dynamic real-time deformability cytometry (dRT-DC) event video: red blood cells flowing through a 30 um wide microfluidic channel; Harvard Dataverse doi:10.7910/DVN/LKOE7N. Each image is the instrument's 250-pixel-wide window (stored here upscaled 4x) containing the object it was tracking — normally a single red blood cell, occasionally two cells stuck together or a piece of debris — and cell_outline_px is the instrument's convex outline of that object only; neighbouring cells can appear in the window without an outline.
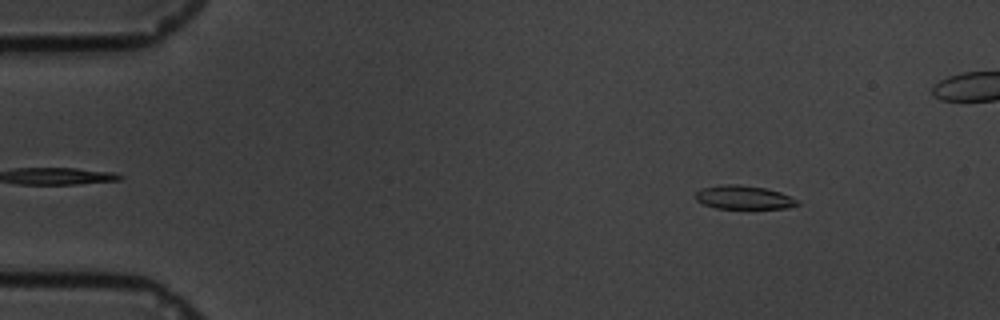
{"species": "common noctule bat (a hibernating species)", "species_latin": "Nyctalus noctula", "temperature_condition": "cold", "stored_images_in_passage": 59, "segment_of_instrument_passage": [1, 2], "camera_frame_rate_fps": 3000, "um_per_image_px": 0.085, "animal": {"sex": "male", "body_mass_g": 19.5, "forearm_length_mm": 54.6}, "frame": {"image": 1, "passage_image": 6, "time_ms": 1.667, "image_size_px": [1000, 320], "cell_outline_px": [[800, 204], [788, 208], [716, 208], [704, 204], [696, 200], [696, 192], [704, 188], [724, 184], [736, 184], [764, 188], [780, 192], [796, 200]], "centroid_in_image_um": [63.21, 16.78], "position_along_channel_um": 21.8, "area_um2": 13.7}}
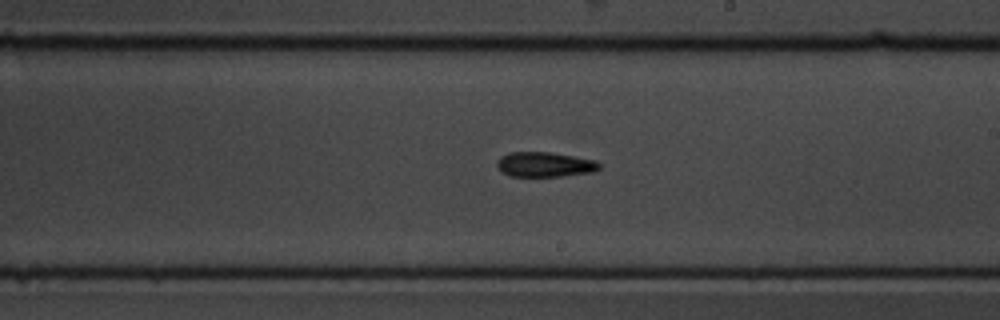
{"frame": {"image": 2, "passage_image": 33, "time_ms": 10.667, "image_size_px": [1000, 320], "cell_outline_px": [[600, 168], [592, 172], [564, 176], [508, 176], [500, 172], [496, 164], [496, 160], [500, 156], [508, 152], [548, 152], [596, 160], [600, 164]], "centroid_in_image_um": [46.25, 13.98], "position_along_channel_um": 242.8, "area_um2": 14.97}}
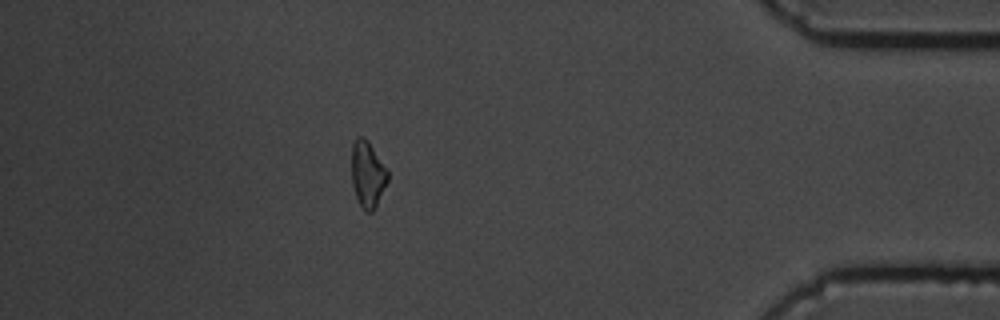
{"frame": {"image": 3, "passage_image": 51, "time_ms": 16.667, "image_size_px": [1000, 320], "cell_outline_px": [[388, 180], [372, 212], [368, 212], [360, 204], [356, 196], [352, 184], [352, 144], [356, 136], [360, 136], [368, 140], [388, 172]], "centroid_in_image_um": [31.23, 14.77], "position_along_channel_um": 404.0, "area_um2": 13.58}}